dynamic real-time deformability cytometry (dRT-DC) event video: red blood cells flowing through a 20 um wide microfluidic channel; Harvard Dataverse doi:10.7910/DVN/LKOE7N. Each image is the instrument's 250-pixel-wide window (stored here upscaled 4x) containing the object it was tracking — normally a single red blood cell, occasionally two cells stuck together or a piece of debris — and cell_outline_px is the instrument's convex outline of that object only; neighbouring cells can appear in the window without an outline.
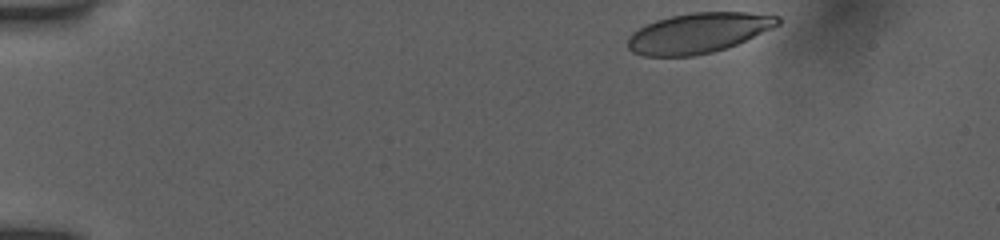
{"species": "human", "species_latin": "Homo sapiens", "temperature_condition": "room temperature", "stored_images_in_passage": 40, "camera_frame_rate_fps": 3000, "um_per_image_px": 0.085, "donor": {"sex": "female"}, "frame": {"image": 1, "passage_image": 1, "time_ms": 0.0, "image_size_px": [1000, 240], "cell_outline_px": [[780, 24], [772, 28], [736, 44], [712, 52], [692, 56], [644, 56], [632, 52], [628, 48], [628, 36], [632, 32], [644, 24], [656, 20], [672, 16], [692, 12], [748, 12], [780, 16]], "centroid_in_image_um": [59.33, 2.79], "position_along_channel_um": 25.7, "area_um2": 35.03}}
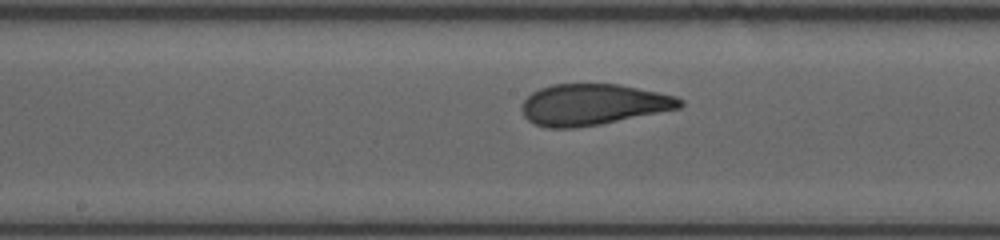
{"frame": {"image": 2, "passage_image": 22, "time_ms": 7.0, "image_size_px": [1000, 240], "cell_outline_px": [[684, 104], [680, 108], [600, 124], [576, 128], [548, 128], [536, 124], [528, 120], [524, 116], [520, 108], [524, 100], [532, 92], [540, 88], [552, 84], [620, 84], [676, 96], [684, 100]], "centroid_in_image_um": [50.4, 8.88], "position_along_channel_um": 197.8, "area_um2": 37.92}}
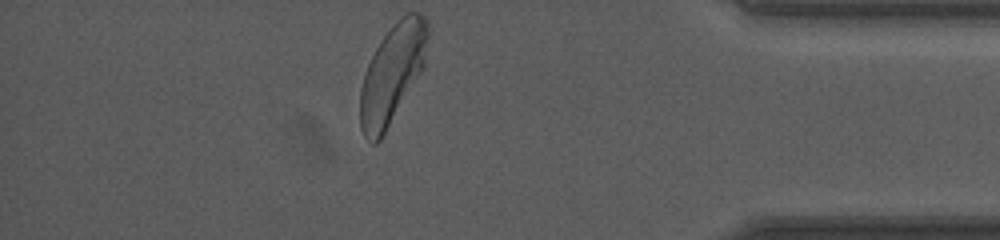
{"frame": {"image": 3, "passage_image": 40, "time_ms": 13.0, "image_size_px": [1000, 240], "cell_outline_px": [[428, 40], [424, 68], [380, 140], [376, 144], [372, 144], [364, 136], [360, 128], [360, 88], [368, 64], [380, 40], [392, 24], [400, 16], [408, 12], [420, 12], [428, 20]], "centroid_in_image_um": [33.36, 6.24], "position_along_channel_um": 401.8, "area_um2": 39.19}, "authors_computed_cell_mechanics": {"area_um2": 38.0324, "velocity_mm_per_s": 3.8948, "shape_relaxation_time_tau1_ms": 4.0158, "shape_relaxation_time_tau2_ms": 0.9133, "deformation_change_tau1": 0.1712, "deformation_change_tau2": 0.0823}}